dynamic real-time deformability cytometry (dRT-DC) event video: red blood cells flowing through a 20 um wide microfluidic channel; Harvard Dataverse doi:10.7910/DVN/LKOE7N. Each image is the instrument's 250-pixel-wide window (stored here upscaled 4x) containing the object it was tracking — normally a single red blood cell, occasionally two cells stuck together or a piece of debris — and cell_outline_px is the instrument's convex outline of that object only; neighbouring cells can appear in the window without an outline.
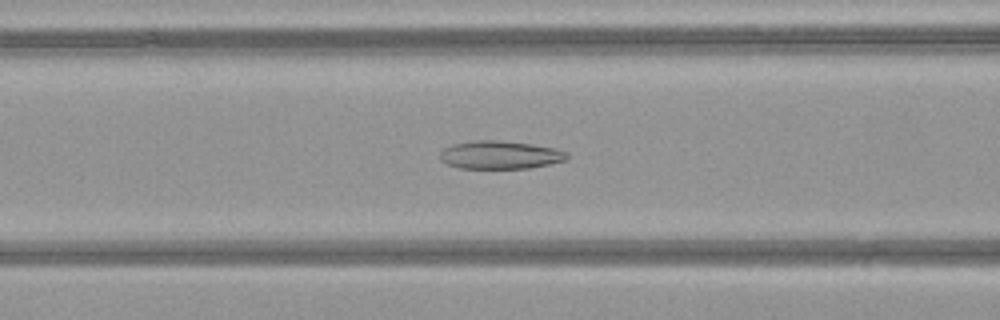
{"species": "common noctule bat (a hibernating species)", "species_latin": "Nyctalus noctula", "temperature_condition": "warm", "stored_images_in_passage": 50, "camera_frame_rate_fps": 3000, "um_per_image_px": 0.085, "animal": {"sex": "female", "body_mass_g": 21.9}, "frame": {"image": 1, "passage_image": 21, "time_ms": 6.667, "image_size_px": [1000, 320], "cell_outline_px": [[568, 160], [528, 168], [460, 168], [448, 164], [440, 160], [440, 152], [444, 148], [452, 144], [472, 140], [500, 140], [532, 144], [556, 148], [568, 152]], "centroid_in_image_um": [42.52, 13.15], "position_along_channel_um": 124.1, "area_um2": 20.92}}
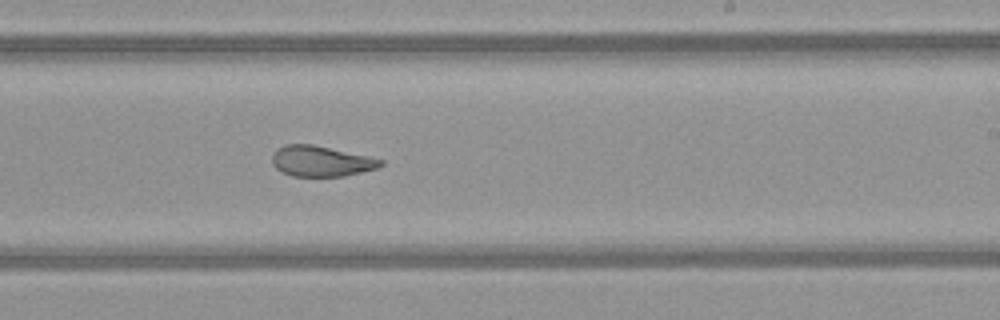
{"frame": {"image": 2, "passage_image": 31, "time_ms": 10.0, "image_size_px": [1000, 320], "cell_outline_px": [[384, 164], [376, 168], [344, 176], [292, 176], [276, 168], [272, 164], [272, 152], [284, 144], [312, 144], [368, 156], [384, 160]], "centroid_in_image_um": [27.26, 13.69], "position_along_channel_um": 261.7, "area_um2": 19.25}}
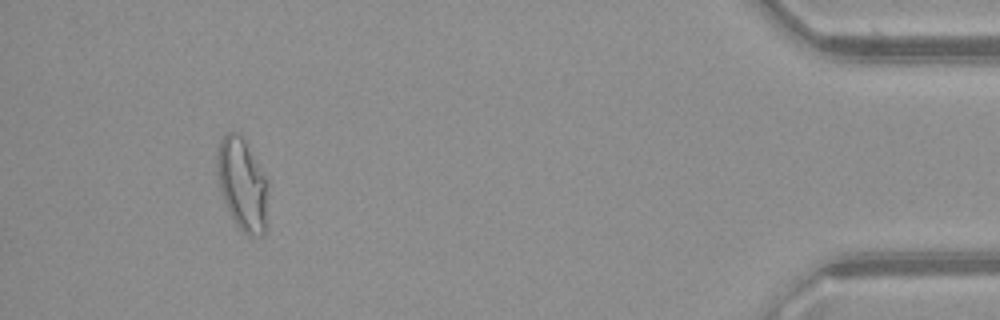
{"frame": {"image": 3, "passage_image": 47, "time_ms": 15.333, "image_size_px": [1000, 320], "cell_outline_px": [[268, 188], [264, 236], [256, 236], [244, 232], [236, 224], [224, 200], [220, 188], [216, 172], [216, 152], [220, 140], [224, 132], [236, 132], [244, 140], [264, 176]], "centroid_in_image_um": [20.56, 15.64], "position_along_channel_um": 414.6, "area_um2": 26.88}, "authors_computed_cell_mechanics": {"area_um2": 24.1026, "velocity_mm_per_s": 4.1266, "shape_relaxation_time_tau1_ms": null, "shape_relaxation_time_tau2_ms": 1.9586, "deformation_change_tau1": null, "deformation_change_tau2": 0.087}}